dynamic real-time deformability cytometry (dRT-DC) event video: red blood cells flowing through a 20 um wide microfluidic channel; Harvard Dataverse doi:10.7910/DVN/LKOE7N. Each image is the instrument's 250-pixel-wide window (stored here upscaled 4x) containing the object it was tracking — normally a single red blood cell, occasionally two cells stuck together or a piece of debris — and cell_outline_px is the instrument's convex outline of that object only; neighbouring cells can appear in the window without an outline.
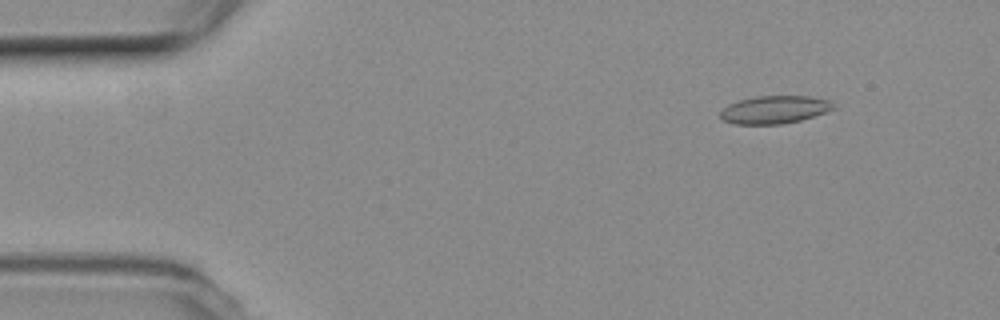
{"species": "common noctule bat (a hibernating species)", "species_latin": "Nyctalus noctula", "temperature_condition": "room temperature", "stored_images_in_passage": 54, "camera_frame_rate_fps": 3000, "um_per_image_px": 0.085, "animal": {"sex": "female", "body_mass_g": 19.3, "forearm_length_mm": 54.1}, "frame": {"image": 1, "passage_image": 6, "time_ms": 1.667, "image_size_px": [1000, 320], "cell_outline_px": [[836, 108], [800, 120], [784, 124], [732, 124], [724, 120], [720, 116], [720, 112], [728, 104], [740, 100], [756, 96], [812, 96], [828, 100]], "centroid_in_image_um": [65.81, 9.32], "position_along_channel_um": 19.2, "area_um2": 18.21}}
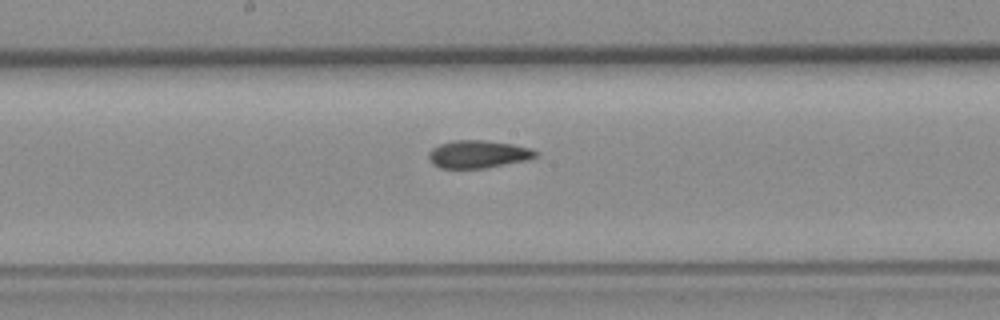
{"frame": {"image": 2, "passage_image": 28, "time_ms": 9.0, "image_size_px": [1000, 320], "cell_outline_px": [[540, 152], [536, 156], [528, 160], [484, 168], [440, 168], [432, 164], [428, 160], [428, 152], [432, 148], [440, 144], [452, 140], [484, 140], [512, 144], [532, 148]], "centroid_in_image_um": [40.63, 13.1], "position_along_channel_um": 207.6, "area_um2": 17.46}}
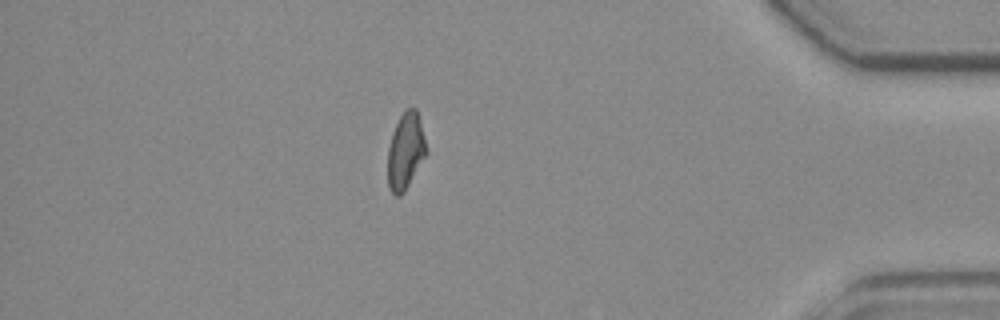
{"frame": {"image": 3, "passage_image": 47, "time_ms": 15.333, "image_size_px": [1000, 320], "cell_outline_px": [[428, 152], [404, 192], [400, 196], [396, 196], [388, 188], [388, 148], [392, 132], [404, 108], [416, 108], [428, 148]], "centroid_in_image_um": [34.48, 12.83], "position_along_channel_um": 400.7, "area_um2": 17.28}, "authors_computed_cell_mechanics": {"area_um2": 17.7157, "velocity_mm_per_s": 3.7589, "shape_relaxation_time_tau1_ms": 7.5515, "shape_relaxation_time_tau2_ms": 3.013, "deformation_change_tau1": 0.1588, "deformation_change_tau2": 0.0915}}